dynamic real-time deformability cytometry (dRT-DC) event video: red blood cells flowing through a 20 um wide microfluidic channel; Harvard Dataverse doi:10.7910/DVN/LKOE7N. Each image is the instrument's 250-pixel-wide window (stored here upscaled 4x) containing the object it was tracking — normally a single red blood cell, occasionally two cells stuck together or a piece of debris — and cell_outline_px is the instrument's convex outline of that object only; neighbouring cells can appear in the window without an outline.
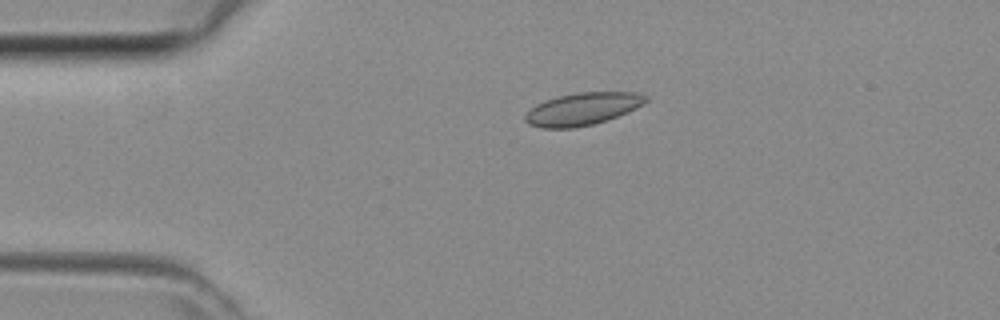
{"species": "common noctule bat (a hibernating species)", "species_latin": "Nyctalus noctula", "temperature_condition": "room temperature", "stored_images_in_passage": 36, "camera_frame_rate_fps": 3000, "um_per_image_px": 0.085, "animal": {"sex": "female", "body_mass_g": 29.2, "forearm_length_mm": 56.3}, "frame": {"image": 1, "passage_image": 1, "time_ms": 0.0, "image_size_px": [1000, 320], "cell_outline_px": [[648, 100], [608, 120], [596, 124], [572, 128], [540, 128], [528, 124], [524, 120], [524, 116], [536, 104], [544, 100], [560, 96], [580, 92], [636, 92], [648, 96]], "centroid_in_image_um": [49.46, 9.27], "position_along_channel_um": 35.5, "area_um2": 22.54}}
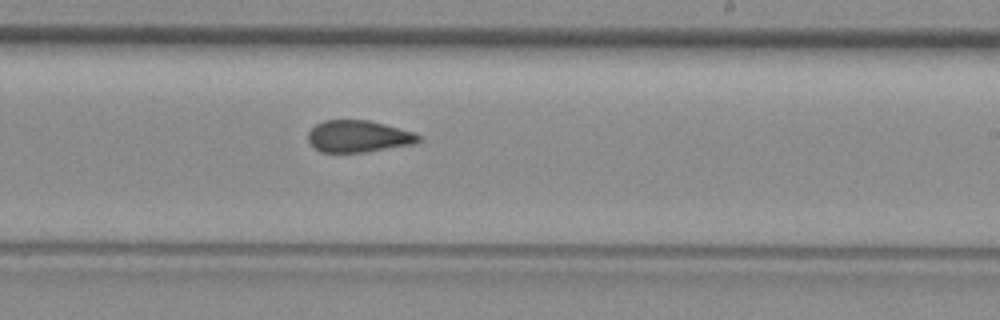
{"frame": {"image": 2, "passage_image": 18, "time_ms": 5.667, "image_size_px": [1000, 320], "cell_outline_px": [[420, 140], [416, 144], [364, 152], [320, 152], [308, 140], [308, 132], [316, 124], [324, 120], [368, 120], [384, 124], [412, 132], [420, 136]], "centroid_in_image_um": [30.46, 11.59], "position_along_channel_um": 258.5, "area_um2": 20.35}}
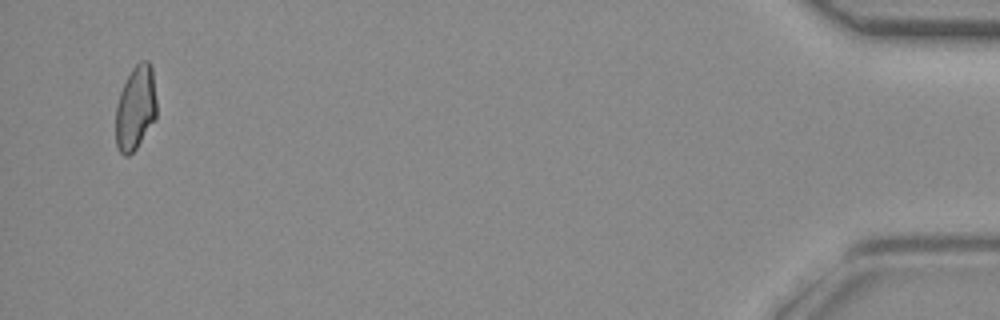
{"frame": {"image": 3, "passage_image": 35, "time_ms": 11.333, "image_size_px": [1000, 320], "cell_outline_px": [[156, 120], [136, 148], [128, 156], [124, 156], [116, 148], [116, 104], [120, 92], [132, 68], [140, 60], [148, 60], [152, 64], [156, 100]], "centroid_in_image_um": [11.53, 9.17], "position_along_channel_um": 423.7, "area_um2": 20.35}}